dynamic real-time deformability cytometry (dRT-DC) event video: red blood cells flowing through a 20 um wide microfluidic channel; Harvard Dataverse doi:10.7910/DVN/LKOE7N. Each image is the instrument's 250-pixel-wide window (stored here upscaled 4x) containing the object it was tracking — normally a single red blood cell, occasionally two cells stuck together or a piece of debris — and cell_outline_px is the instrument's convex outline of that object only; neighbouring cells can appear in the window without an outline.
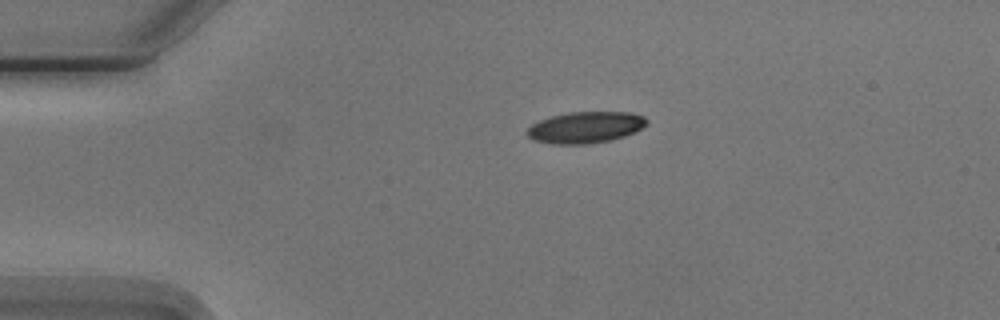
{"species": "Egyptian fruit bat (a non-hibernating species)", "species_latin": "Rousettus aegyptiacus", "temperature_condition": "cold", "stored_images_in_passage": 2, "camera_frame_rate_fps": 3000, "um_per_image_px": 0.085, "animal": {"sex": "male"}, "frame": {"image": 1, "passage_image": 1, "time_ms": 0.0, "image_size_px": [1000, 320], "cell_outline_px": [[648, 124], [636, 132], [612, 140], [588, 144], [552, 144], [532, 140], [524, 132], [532, 124], [540, 120], [552, 116], [568, 112], [628, 112], [644, 116], [648, 120]], "centroid_in_image_um": [49.77, 10.83], "position_along_channel_um": 35.2, "area_um2": 22.14}}